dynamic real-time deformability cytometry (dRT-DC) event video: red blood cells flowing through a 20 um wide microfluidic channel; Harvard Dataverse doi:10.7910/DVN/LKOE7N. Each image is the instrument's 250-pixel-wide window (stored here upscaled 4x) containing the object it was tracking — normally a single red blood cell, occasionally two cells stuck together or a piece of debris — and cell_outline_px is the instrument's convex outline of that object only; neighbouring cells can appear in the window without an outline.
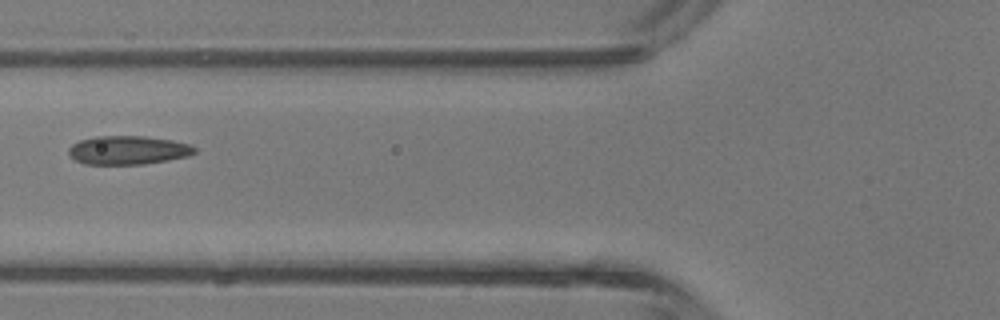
{"species": "common noctule bat (a hibernating species)", "species_latin": "Nyctalus noctula", "temperature_condition": "room temperature", "stored_images_in_passage": 5, "camera_frame_rate_fps": 3000, "um_per_image_px": 0.085, "animal": {"sex": "male", "body_mass_g": 13.3}, "frame": {"image": 1, "passage_image": 5, "time_ms": 5.333, "image_size_px": [1000, 320], "cell_outline_px": [[196, 152], [188, 156], [168, 160], [144, 164], [84, 164], [68, 156], [68, 148], [72, 144], [80, 140], [96, 136], [144, 136], [172, 140], [188, 144], [196, 148]], "centroid_in_image_um": [10.85, 12.76], "position_along_channel_um": 114.9, "area_um2": 21.1}}